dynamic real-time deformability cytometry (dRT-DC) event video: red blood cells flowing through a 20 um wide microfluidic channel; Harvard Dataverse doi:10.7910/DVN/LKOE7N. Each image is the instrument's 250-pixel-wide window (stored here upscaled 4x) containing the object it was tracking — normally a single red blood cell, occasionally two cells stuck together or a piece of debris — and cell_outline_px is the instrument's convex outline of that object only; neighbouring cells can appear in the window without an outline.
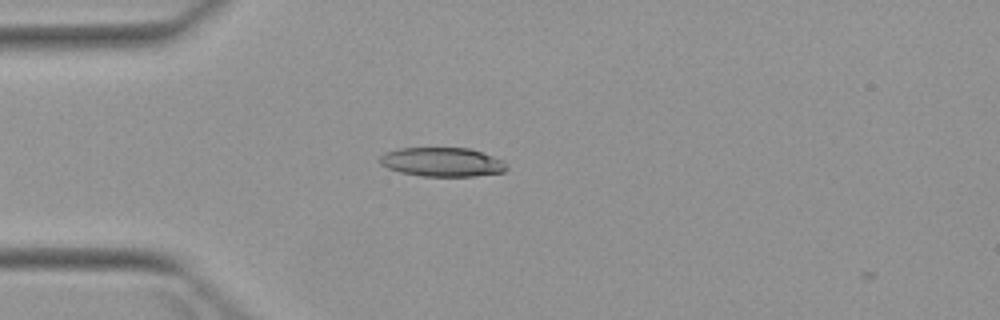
{"species": "Egyptian fruit bat (a non-hibernating species)", "species_latin": "Rousettus aegyptiacus", "temperature_condition": "warm", "stored_images_in_passage": 1, "camera_frame_rate_fps": 3000, "um_per_image_px": 0.085, "animal": {"sex": "female"}, "frame": {"image": 1, "passage_image": 1, "time_ms": 0.0, "image_size_px": [1000, 320], "cell_outline_px": [[508, 168], [504, 172], [476, 176], [424, 176], [400, 172], [388, 168], [380, 164], [380, 156], [384, 152], [400, 148], [468, 148], [504, 160]], "centroid_in_image_um": [37.59, 13.77], "position_along_channel_um": 47.4, "area_um2": 21.44}}